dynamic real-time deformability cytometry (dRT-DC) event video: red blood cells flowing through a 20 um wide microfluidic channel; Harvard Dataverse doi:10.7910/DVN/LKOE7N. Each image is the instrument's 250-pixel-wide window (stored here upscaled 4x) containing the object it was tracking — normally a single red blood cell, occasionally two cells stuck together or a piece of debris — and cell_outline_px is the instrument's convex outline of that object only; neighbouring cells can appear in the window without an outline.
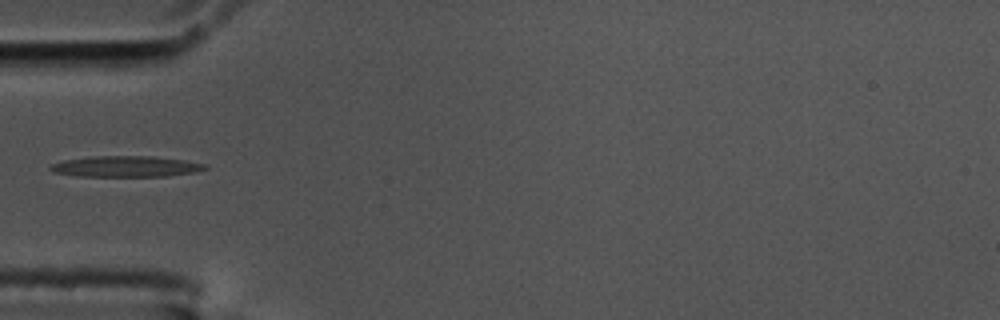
{"species": "common noctule bat (a hibernating species)", "species_latin": "Nyctalus noctula", "temperature_condition": "cold", "stored_images_in_passage": 39, "camera_frame_rate_fps": 3000, "um_per_image_px": 0.085, "animal": {"sex": "male", "body_mass_g": 17.5, "forearm_length_mm": 52.3}, "frame": {"image": 1, "passage_image": 1, "time_ms": 0.0, "image_size_px": [1000, 320], "cell_outline_px": [[208, 168], [196, 172], [168, 176], [76, 176], [52, 172], [48, 168], [52, 164], [64, 160], [88, 156], [152, 156], [184, 160], [204, 164]], "centroid_in_image_um": [10.66, 14.15], "position_along_channel_um": 74.3, "area_um2": 18.9}}
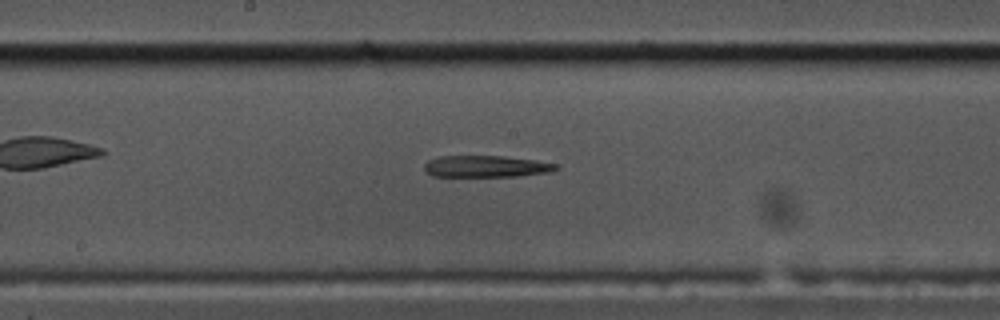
{"frame": {"image": 2, "passage_image": 12, "time_ms": 3.667, "image_size_px": [1000, 320], "cell_outline_px": [[560, 168], [552, 172], [516, 176], [432, 176], [424, 172], [424, 164], [428, 160], [440, 156], [504, 156], [536, 160], [560, 164]], "centroid_in_image_um": [41.35, 14.14], "position_along_channel_um": 206.8, "area_um2": 16.82}}
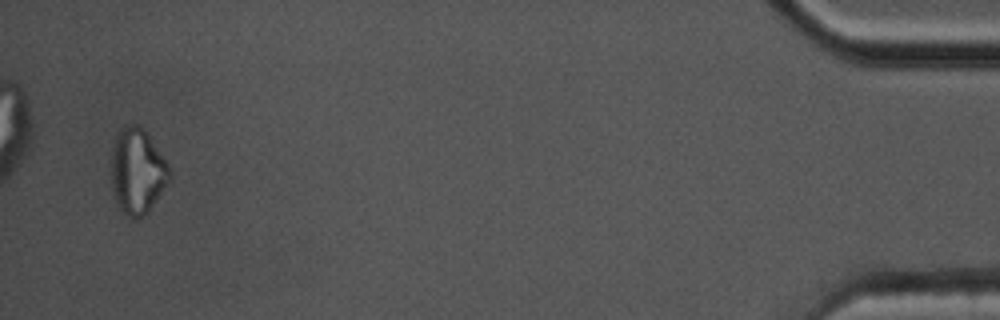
{"frame": {"image": 3, "passage_image": 37, "time_ms": 12.0, "image_size_px": [1000, 320], "cell_outline_px": [[172, 180], [148, 212], [140, 216], [128, 216], [116, 204], [112, 188], [112, 148], [116, 132], [124, 124], [136, 124], [144, 128], [168, 164], [172, 172]], "centroid_in_image_um": [11.7, 14.51], "position_along_channel_um": 423.5, "area_um2": 29.3}}